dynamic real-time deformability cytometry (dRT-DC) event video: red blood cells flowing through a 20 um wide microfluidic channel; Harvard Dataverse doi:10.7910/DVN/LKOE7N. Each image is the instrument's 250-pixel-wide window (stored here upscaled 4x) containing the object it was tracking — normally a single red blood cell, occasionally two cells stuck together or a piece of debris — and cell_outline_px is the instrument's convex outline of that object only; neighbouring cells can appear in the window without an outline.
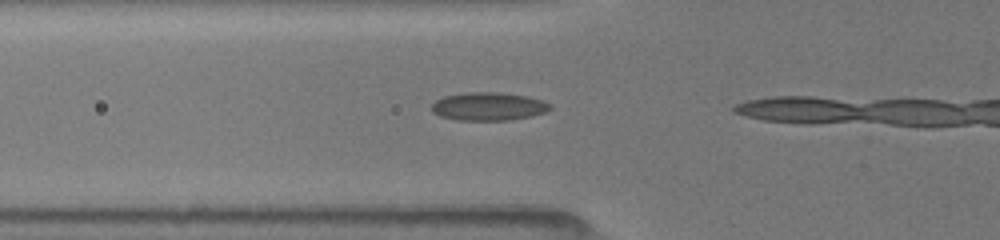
{"species": "common noctule bat (a hibernating species)", "species_latin": "Nyctalus noctula", "temperature_condition": "room temperature", "stored_images_in_passage": 6, "camera_frame_rate_fps": 3000, "um_per_image_px": 0.085, "animal": {"sex": "female", "body_mass_g": 19.5, "forearm_length_mm": 54.1}, "frame": {"image": 1, "passage_image": 4, "time_ms": 1.0, "image_size_px": [1000, 240], "cell_outline_px": [[552, 108], [544, 112], [532, 116], [508, 120], [456, 120], [440, 116], [432, 112], [432, 104], [436, 100], [444, 96], [464, 92], [500, 92], [528, 96], [540, 100], [548, 104]], "centroid_in_image_um": [41.48, 9.04], "position_along_channel_um": 84.3, "area_um2": 19.42}}